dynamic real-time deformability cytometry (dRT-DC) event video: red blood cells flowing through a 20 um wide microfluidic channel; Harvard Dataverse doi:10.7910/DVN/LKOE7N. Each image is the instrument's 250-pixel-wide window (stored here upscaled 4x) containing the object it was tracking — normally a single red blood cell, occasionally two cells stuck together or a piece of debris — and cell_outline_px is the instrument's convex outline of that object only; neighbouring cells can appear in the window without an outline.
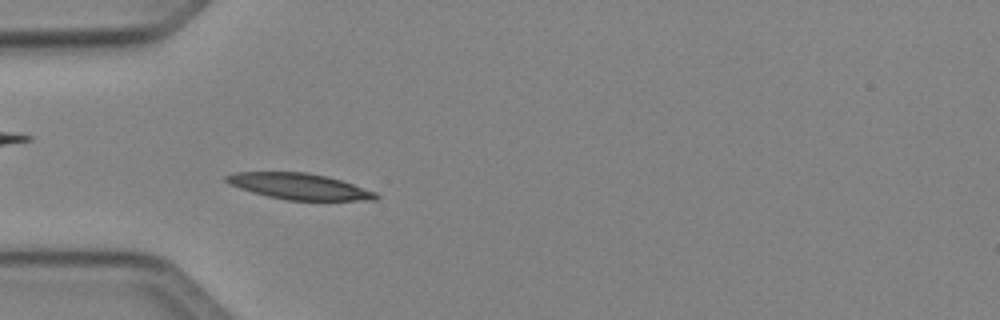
{"species": "Egyptian fruit bat (a non-hibernating species)", "species_latin": "Rousettus aegyptiacus", "temperature_condition": "cold", "stored_images_in_passage": 44, "camera_frame_rate_fps": 3000, "um_per_image_px": 0.085, "animal": {"sex": "female"}, "frame": {"image": 1, "passage_image": 14, "time_ms": 4.333, "image_size_px": [1000, 320], "cell_outline_px": [[380, 196], [376, 200], [288, 200], [268, 196], [252, 192], [228, 184], [224, 180], [224, 176], [232, 172], [304, 172], [328, 176], [376, 192]], "centroid_in_image_um": [25.4, 15.83], "position_along_channel_um": 59.6, "area_um2": 22.66}}
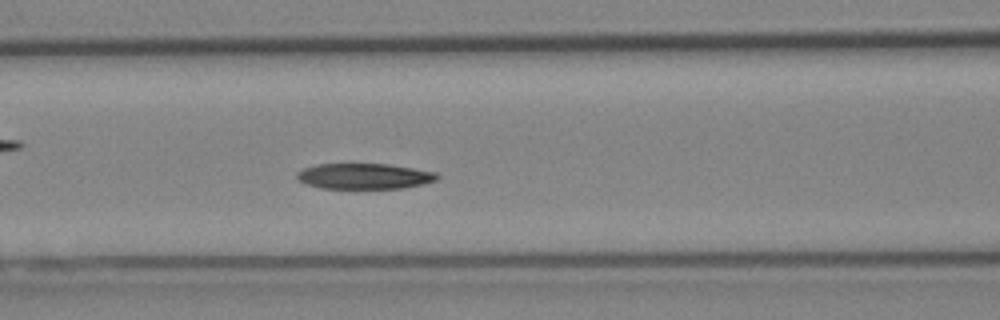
{"frame": {"image": 2, "passage_image": 20, "time_ms": 6.333, "image_size_px": [1000, 320], "cell_outline_px": [[440, 176], [436, 180], [424, 184], [404, 188], [320, 188], [296, 180], [296, 172], [304, 168], [316, 164], [388, 164], [436, 172]], "centroid_in_image_um": [30.95, 14.97], "position_along_channel_um": 135.6, "area_um2": 20.98}}
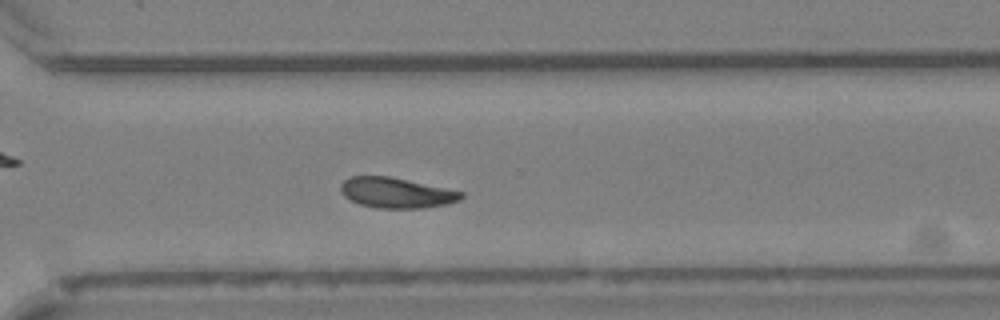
{"frame": {"image": 3, "passage_image": 35, "time_ms": 11.333, "image_size_px": [1000, 320], "cell_outline_px": [[464, 196], [460, 200], [448, 204], [424, 208], [376, 208], [360, 204], [344, 196], [340, 188], [340, 184], [344, 180], [352, 176], [388, 176], [464, 192]], "centroid_in_image_um": [33.7, 16.39], "position_along_channel_um": 336.9, "area_um2": 21.21}, "authors_computed_cell_mechanics": {"area_um2": 22.1085, "velocity_mm_per_s": 4.0272, "shape_relaxation_time_tau1_ms": 4.4102, "shape_relaxation_time_tau2_ms": 6.2429, "deformation_change_tau1": 0.1351, "deformation_change_tau2": 0.1177}}